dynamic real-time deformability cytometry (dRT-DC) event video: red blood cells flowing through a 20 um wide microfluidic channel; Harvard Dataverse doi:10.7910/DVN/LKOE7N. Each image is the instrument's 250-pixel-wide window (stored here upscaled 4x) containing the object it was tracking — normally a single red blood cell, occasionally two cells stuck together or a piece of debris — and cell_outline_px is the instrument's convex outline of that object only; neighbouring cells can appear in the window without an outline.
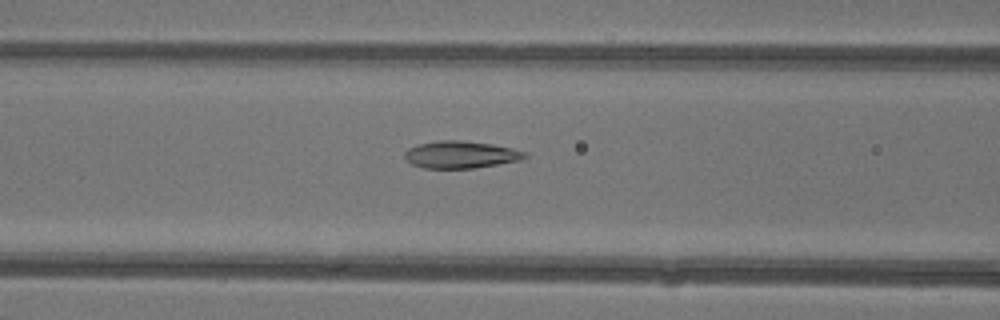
{"species": "common noctule bat (a hibernating species)", "species_latin": "Nyctalus noctula", "temperature_condition": "warm", "stored_images_in_passage": 43, "camera_frame_rate_fps": 3000, "um_per_image_px": 0.085, "animal": {"sex": "female"}, "frame": {"image": 1, "passage_image": 20, "time_ms": 6.333, "image_size_px": [1000, 320], "cell_outline_px": [[528, 156], [520, 160], [476, 168], [424, 168], [412, 164], [404, 160], [404, 152], [408, 148], [420, 144], [436, 140], [460, 140], [492, 144], [512, 148], [528, 152]], "centroid_in_image_um": [39.15, 13.14], "position_along_channel_um": 127.4, "area_um2": 19.19}}
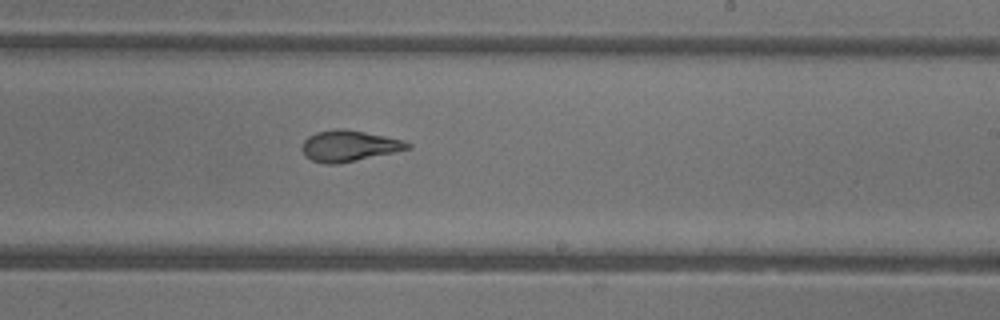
{"frame": {"image": 2, "passage_image": 29, "time_ms": 9.333, "image_size_px": [1000, 320], "cell_outline_px": [[412, 148], [396, 152], [336, 164], [324, 164], [312, 160], [304, 156], [304, 140], [308, 136], [316, 132], [336, 128], [344, 128], [384, 136], [400, 140], [412, 144]], "centroid_in_image_um": [29.67, 12.4], "position_along_channel_um": 259.3, "area_um2": 18.9}}
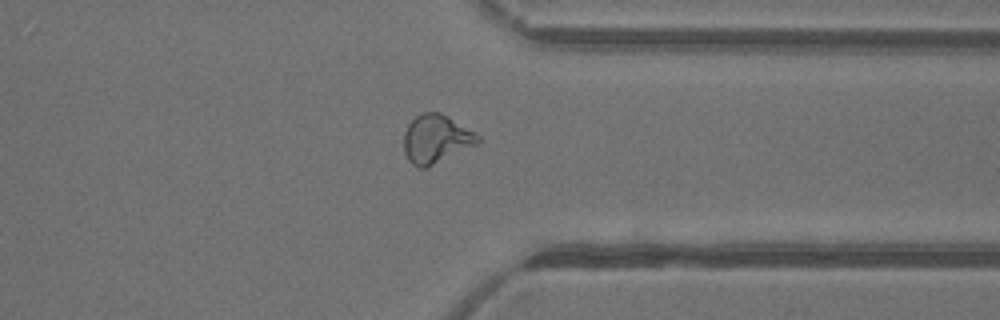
{"frame": {"image": 3, "passage_image": 37, "time_ms": 12.0, "image_size_px": [1000, 320], "cell_outline_px": [[480, 144], [428, 168], [416, 168], [408, 160], [404, 152], [404, 132], [408, 124], [416, 116], [424, 112], [440, 112], [480, 136]], "centroid_in_image_um": [37.07, 11.86], "position_along_channel_um": 374.3, "area_um2": 21.15}}